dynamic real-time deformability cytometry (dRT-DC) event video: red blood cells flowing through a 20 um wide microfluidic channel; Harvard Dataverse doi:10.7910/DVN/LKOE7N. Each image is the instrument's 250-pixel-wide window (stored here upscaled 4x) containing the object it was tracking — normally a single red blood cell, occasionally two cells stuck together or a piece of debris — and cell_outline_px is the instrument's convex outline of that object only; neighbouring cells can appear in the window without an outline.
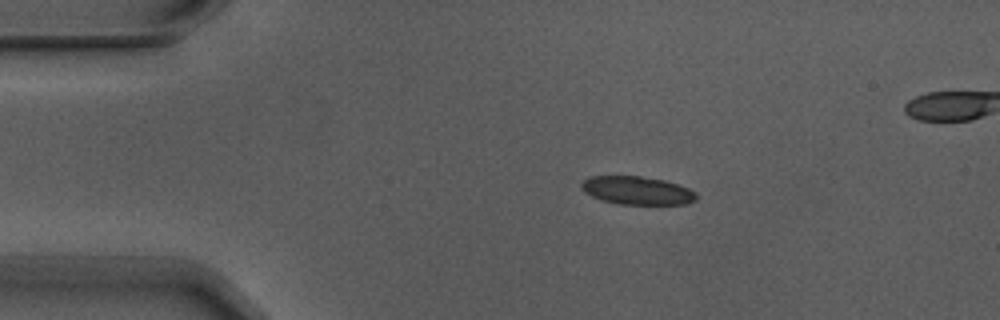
{"species": "Egyptian fruit bat (a non-hibernating species)", "species_latin": "Rousettus aegyptiacus", "temperature_condition": "warm", "stored_images_in_passage": 6, "camera_frame_rate_fps": 3000, "um_per_image_px": 0.085, "animal": {"sex": "male"}, "frame": {"image": 1, "passage_image": 2, "time_ms": 0.333, "image_size_px": [1000, 320], "cell_outline_px": [[696, 200], [684, 204], [616, 204], [592, 196], [584, 192], [580, 188], [580, 184], [584, 180], [592, 176], [640, 176], [664, 180], [688, 188], [696, 192]], "centroid_in_image_um": [54.13, 16.19], "position_along_channel_um": 30.9, "area_um2": 18.79}}
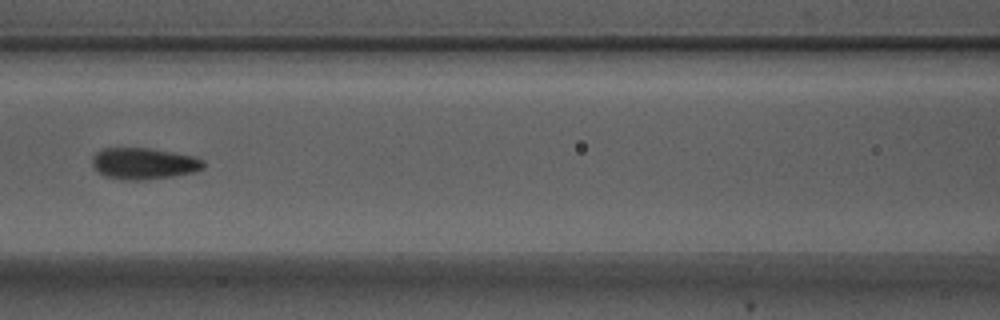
{"frame": {"image": 2, "passage_image": 6, "time_ms": 1.667, "image_size_px": [1000, 320], "cell_outline_px": [[204, 168], [196, 172], [172, 176], [144, 180], [120, 180], [104, 176], [96, 172], [92, 164], [92, 156], [100, 148], [148, 148], [196, 156], [204, 160]], "centroid_in_image_um": [12.2, 13.9], "position_along_channel_um": 154.4, "area_um2": 20.75}}